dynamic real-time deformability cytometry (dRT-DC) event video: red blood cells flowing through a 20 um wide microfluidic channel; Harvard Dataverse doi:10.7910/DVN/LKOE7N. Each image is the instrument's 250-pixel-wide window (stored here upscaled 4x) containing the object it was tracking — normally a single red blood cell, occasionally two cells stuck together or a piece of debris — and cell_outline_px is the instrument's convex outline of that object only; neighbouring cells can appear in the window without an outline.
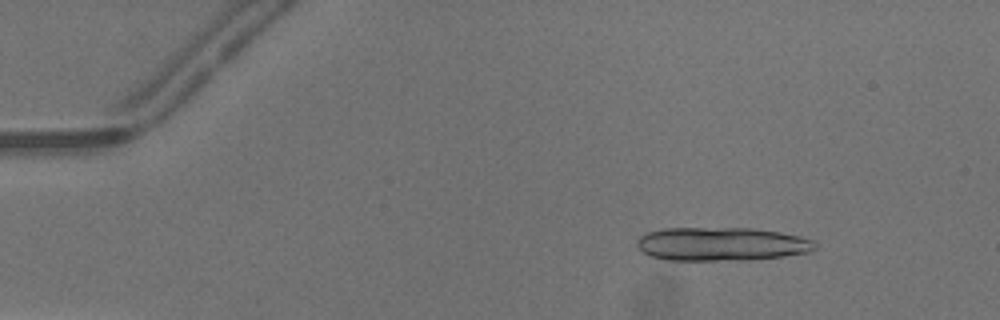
{"species": "common noctule bat (a hibernating species)", "species_latin": "Nyctalus noctula", "temperature_condition": "warm", "stored_images_in_passage": 16, "camera_frame_rate_fps": 3000, "um_per_image_px": 0.085, "animal": {"sex": "male", "body_mass_g": 13.3}, "frame": {"image": 1, "passage_image": 7, "time_ms": 2.0, "image_size_px": [1000, 320], "cell_outline_px": [[816, 248], [808, 252], [784, 256], [752, 260], [668, 260], [652, 256], [644, 252], [636, 244], [636, 240], [640, 236], [648, 232], [664, 228], [752, 228], [780, 232], [800, 236], [812, 240], [816, 244]], "centroid_in_image_um": [61.34, 20.74], "position_along_channel_um": 23.7, "area_um2": 34.85}}